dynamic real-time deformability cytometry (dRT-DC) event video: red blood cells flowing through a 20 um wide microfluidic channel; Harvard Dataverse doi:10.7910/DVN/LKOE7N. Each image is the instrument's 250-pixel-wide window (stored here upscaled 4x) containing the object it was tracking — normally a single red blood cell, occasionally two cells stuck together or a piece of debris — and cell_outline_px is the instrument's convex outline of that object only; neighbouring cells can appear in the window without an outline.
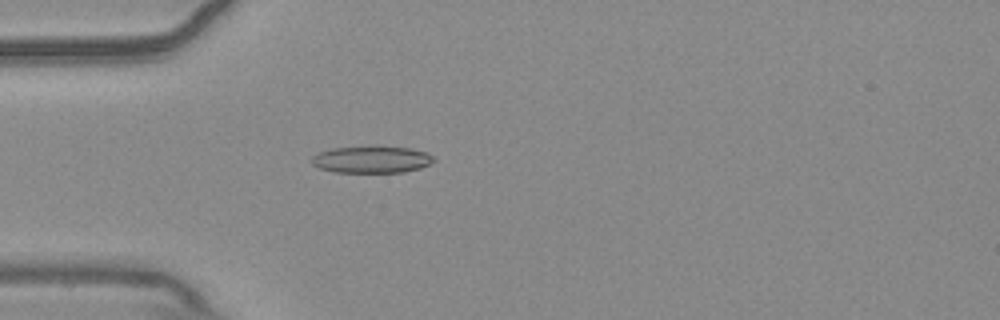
{"species": "common noctule bat (a hibernating species)", "species_latin": "Nyctalus noctula", "temperature_condition": "warm", "stored_images_in_passage": 55, "camera_frame_rate_fps": 3000, "um_per_image_px": 0.085, "animal": {"sex": "male", "body_mass_g": 20.4}, "frame": {"image": 1, "passage_image": 16, "time_ms": 5.0, "image_size_px": [1000, 320], "cell_outline_px": [[436, 160], [420, 168], [404, 172], [336, 172], [320, 168], [312, 164], [312, 156], [320, 152], [332, 148], [412, 148], [424, 152], [432, 156]], "centroid_in_image_um": [31.59, 13.59], "position_along_channel_um": 53.4, "area_um2": 18.44}}
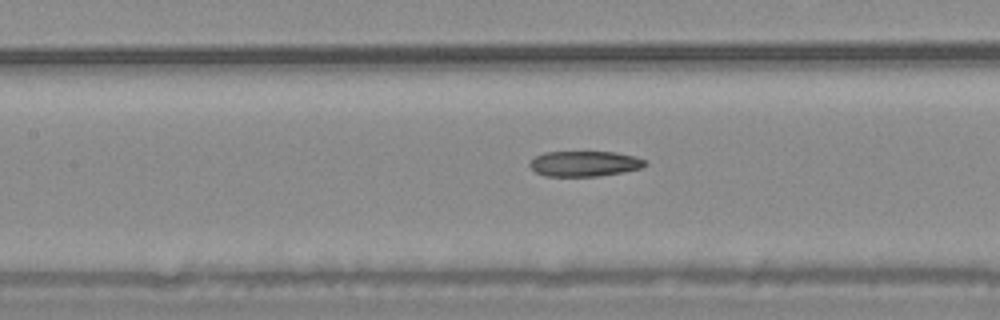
{"frame": {"image": 2, "passage_image": 25, "time_ms": 8.0, "image_size_px": [1000, 320], "cell_outline_px": [[648, 164], [640, 168], [624, 172], [596, 176], [544, 176], [536, 172], [528, 164], [536, 156], [544, 152], [616, 152], [636, 156], [644, 160]], "centroid_in_image_um": [49.69, 13.91], "position_along_channel_um": 157.7, "area_um2": 17.05}}
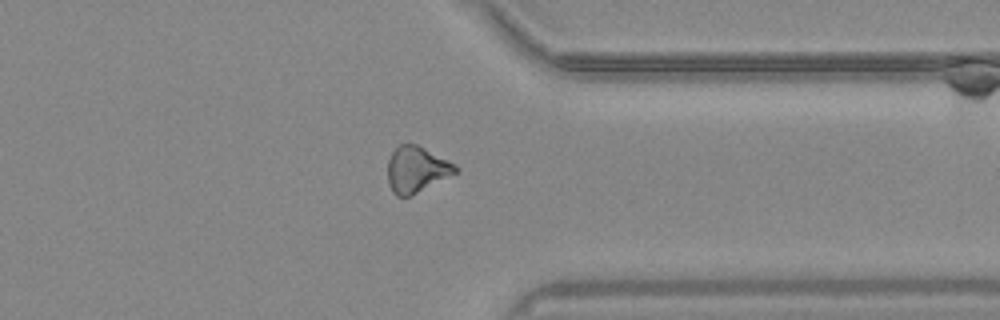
{"frame": {"image": 3, "passage_image": 43, "time_ms": 14.0, "image_size_px": [1000, 320], "cell_outline_px": [[460, 172], [412, 196], [396, 196], [392, 192], [388, 184], [388, 160], [392, 152], [400, 144], [416, 144], [456, 164], [460, 168]], "centroid_in_image_um": [35.44, 14.43], "position_along_channel_um": 376.0, "area_um2": 18.5}, "authors_computed_cell_mechanics": {"area_um2": 18.5538, "velocity_mm_per_s": 3.7052, "shape_relaxation_time_tau1_ms": 8.6317, "shape_relaxation_time_tau2_ms": 7.6632, "deformation_change_tau1": 0.1681, "deformation_change_tau2": 0.1921}}